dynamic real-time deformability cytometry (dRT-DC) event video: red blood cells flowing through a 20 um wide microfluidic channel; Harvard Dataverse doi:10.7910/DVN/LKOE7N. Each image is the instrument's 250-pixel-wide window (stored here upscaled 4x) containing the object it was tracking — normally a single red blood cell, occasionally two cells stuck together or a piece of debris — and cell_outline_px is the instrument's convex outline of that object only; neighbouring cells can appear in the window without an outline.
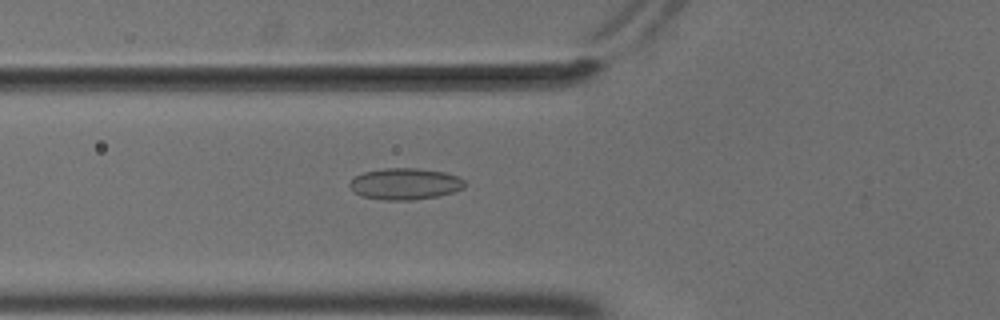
{"species": "common noctule bat (a hibernating species)", "species_latin": "Nyctalus noctula", "temperature_condition": "cold", "stored_images_in_passage": 55, "camera_frame_rate_fps": 3000, "um_per_image_px": 0.085, "animal": {"sex": "male", "body_mass_g": 18.8}, "frame": {"image": 1, "passage_image": 21, "time_ms": 6.667, "image_size_px": [1000, 320], "cell_outline_px": [[464, 188], [452, 192], [436, 196], [412, 200], [384, 200], [360, 196], [348, 184], [356, 176], [364, 172], [384, 168], [420, 168], [444, 172], [456, 176], [464, 180]], "centroid_in_image_um": [34.42, 15.62], "position_along_channel_um": 91.4, "area_um2": 20.92}}
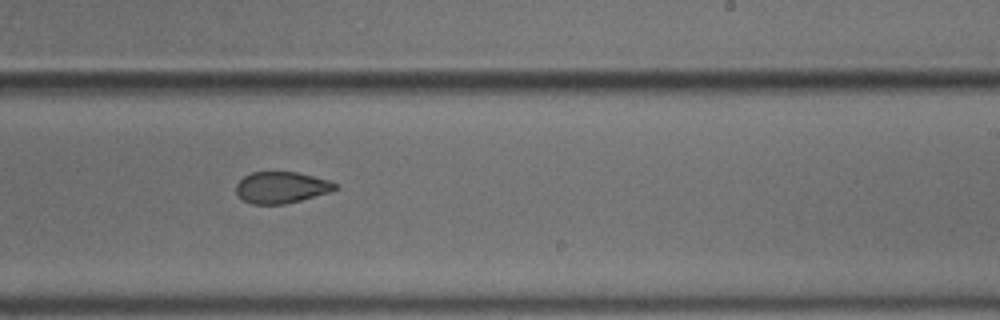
{"frame": {"image": 2, "passage_image": 35, "time_ms": 11.333, "image_size_px": [1000, 320], "cell_outline_px": [[340, 188], [332, 192], [284, 204], [252, 204], [244, 200], [236, 192], [236, 184], [244, 176], [252, 172], [296, 172], [328, 180], [336, 184]], "centroid_in_image_um": [23.94, 15.93], "position_along_channel_um": 265.1, "area_um2": 18.09}}
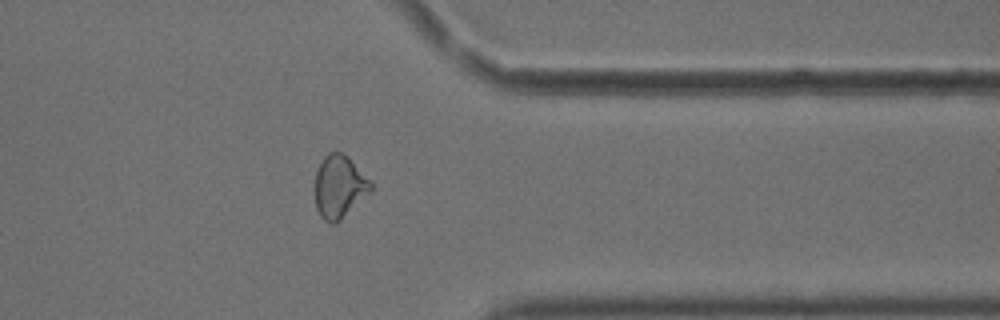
{"frame": {"image": 3, "passage_image": 45, "time_ms": 14.667, "image_size_px": [1000, 320], "cell_outline_px": [[372, 188], [336, 224], [332, 224], [324, 220], [320, 216], [316, 208], [316, 172], [324, 156], [328, 152], [340, 152], [348, 156], [372, 184]], "centroid_in_image_um": [28.81, 15.86], "position_along_channel_um": 382.6, "area_um2": 19.83}, "authors_computed_cell_mechanics": {"area_um2": 20.7502, "velocity_mm_per_s": 3.706, "shape_relaxation_time_tau1_ms": null, "shape_relaxation_time_tau2_ms": 2.6318, "deformation_change_tau1": null, "deformation_change_tau2": 0.0836}}